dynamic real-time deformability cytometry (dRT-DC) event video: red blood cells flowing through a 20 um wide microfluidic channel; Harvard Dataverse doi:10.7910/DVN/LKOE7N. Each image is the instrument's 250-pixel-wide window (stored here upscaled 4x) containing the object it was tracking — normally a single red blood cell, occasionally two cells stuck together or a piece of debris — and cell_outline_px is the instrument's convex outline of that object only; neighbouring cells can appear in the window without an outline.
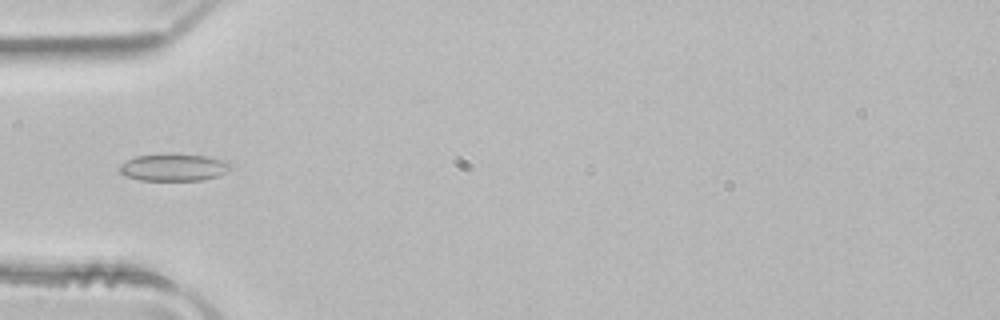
{"species": "common noctule bat (a hibernating species)", "species_latin": "Nyctalus noctula", "temperature_condition": "room temperature", "stored_images_in_passage": 35, "camera_frame_rate_fps": 3000, "um_per_image_px": 0.085, "animal": {"sex": "male", "body_mass_g": 21.5, "forearm_length_mm": 52.0}, "frame": {"image": 1, "passage_image": 1, "time_ms": 0.0, "image_size_px": [1000, 320], "cell_outline_px": [[232, 164], [220, 176], [200, 180], [140, 180], [124, 176], [120, 172], [120, 164], [136, 156], [204, 156], [228, 160]], "centroid_in_image_um": [14.78, 14.26], "position_along_channel_um": 70.2, "area_um2": 16.88}}
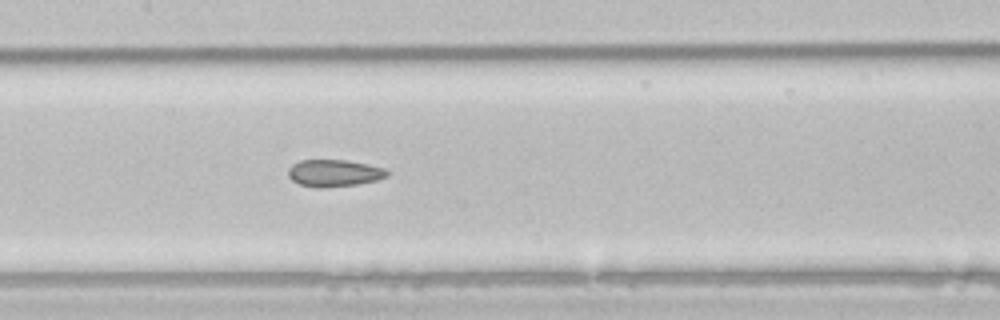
{"frame": {"image": 2, "passage_image": 9, "time_ms": 2.667, "image_size_px": [1000, 320], "cell_outline_px": [[392, 172], [388, 176], [376, 180], [356, 184], [324, 188], [316, 188], [300, 184], [292, 180], [288, 176], [288, 168], [292, 164], [300, 160], [348, 160], [368, 164], [384, 168]], "centroid_in_image_um": [28.41, 14.71], "position_along_channel_um": 179.0, "area_um2": 15.72}}
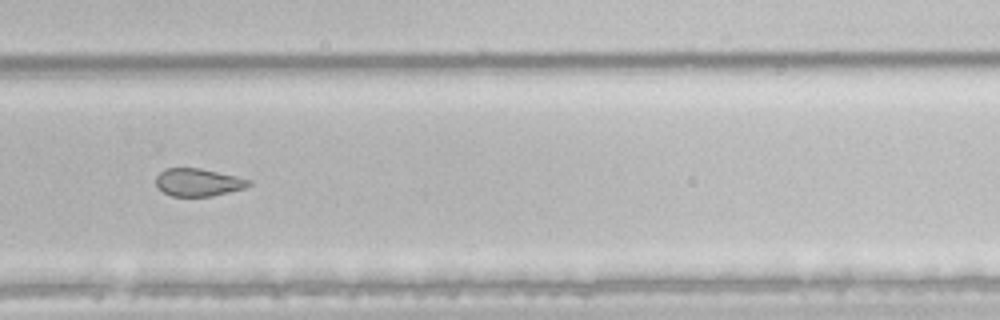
{"frame": {"image": 3, "passage_image": 19, "time_ms": 6.0, "image_size_px": [1000, 320], "cell_outline_px": [[252, 184], [244, 188], [212, 196], [172, 196], [164, 192], [156, 184], [156, 176], [160, 172], [168, 168], [200, 168], [236, 176], [252, 180]], "centroid_in_image_um": [16.87, 15.49], "position_along_channel_um": 312.9, "area_um2": 14.85}, "authors_computed_cell_mechanics": {"area_um2": 16.1262, "velocity_mm_per_s": 4.0444, "shape_relaxation_time_tau1_ms": null, "shape_relaxation_time_tau2_ms": 1.8068, "deformation_change_tau1": null, "deformation_change_tau2": 0.072}}